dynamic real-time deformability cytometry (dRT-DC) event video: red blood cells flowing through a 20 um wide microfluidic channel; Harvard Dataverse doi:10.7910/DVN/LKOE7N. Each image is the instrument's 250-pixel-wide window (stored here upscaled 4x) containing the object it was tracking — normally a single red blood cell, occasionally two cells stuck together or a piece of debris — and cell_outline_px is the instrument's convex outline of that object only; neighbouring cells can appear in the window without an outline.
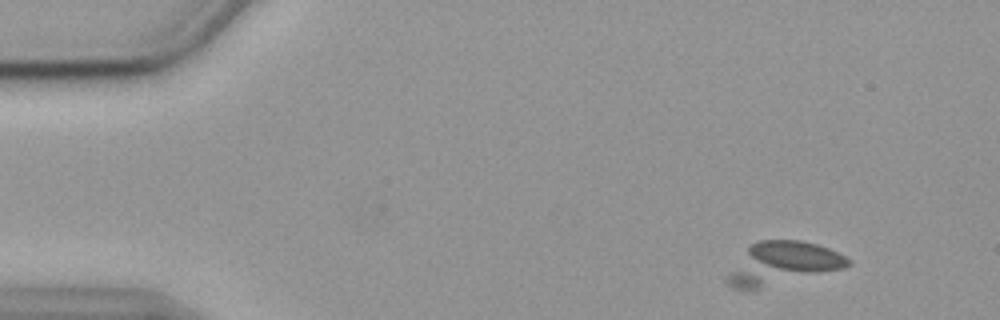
{"species": "common noctule bat (a hibernating species)", "species_latin": "Nyctalus noctula", "temperature_condition": "cold", "stored_images_in_passage": 52, "camera_frame_rate_fps": 3000, "um_per_image_px": 0.085, "animal": {"sex": "female", "body_mass_g": 19.9}, "frame": {"image": 1, "passage_image": 1, "time_ms": 0.0, "image_size_px": [1000, 320], "cell_outline_px": [[852, 264], [844, 268], [752, 292], [732, 288], [724, 280], [724, 276], [748, 248], [752, 244], [760, 240], [800, 240], [816, 244], [828, 248], [852, 260]], "centroid_in_image_um": [66.47, 22.45], "position_along_channel_um": 18.5, "area_um2": 30.58}}
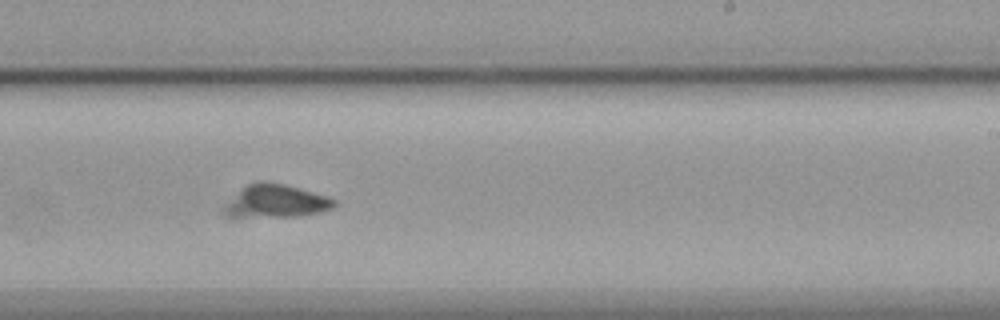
{"frame": {"image": 2, "passage_image": 30, "time_ms": 9.667, "image_size_px": [1000, 320], "cell_outline_px": [[336, 204], [332, 208], [320, 212], [300, 216], [232, 220], [220, 208], [224, 204], [248, 184], [256, 180], [264, 180], [284, 184], [328, 196], [336, 200]], "centroid_in_image_um": [23.36, 17.15], "position_along_channel_um": 265.6, "area_um2": 22.08}}
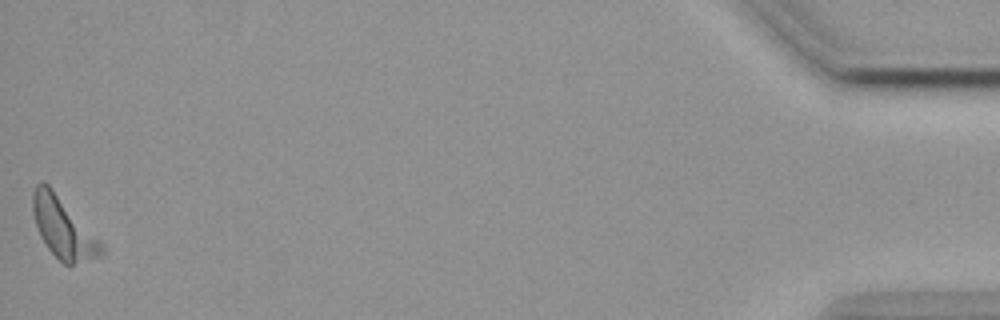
{"frame": {"image": 3, "passage_image": 52, "time_ms": 17.0, "image_size_px": [1000, 320], "cell_outline_px": [[104, 252], [100, 256], [72, 264], [64, 264], [48, 248], [40, 236], [32, 212], [32, 192], [36, 184], [40, 180], [48, 184], [52, 188], [104, 244]], "centroid_in_image_um": [5.36, 19.34], "position_along_channel_um": 429.8, "area_um2": 23.99}, "authors_computed_cell_mechanics": {"area_um2": 19.6231, "velocity_mm_per_s": 3.4597, "shape_relaxation_time_tau1_ms": null, "shape_relaxation_time_tau2_ms": 3.4991, "deformation_change_tau1": null, "deformation_change_tau2": 0.1103}}